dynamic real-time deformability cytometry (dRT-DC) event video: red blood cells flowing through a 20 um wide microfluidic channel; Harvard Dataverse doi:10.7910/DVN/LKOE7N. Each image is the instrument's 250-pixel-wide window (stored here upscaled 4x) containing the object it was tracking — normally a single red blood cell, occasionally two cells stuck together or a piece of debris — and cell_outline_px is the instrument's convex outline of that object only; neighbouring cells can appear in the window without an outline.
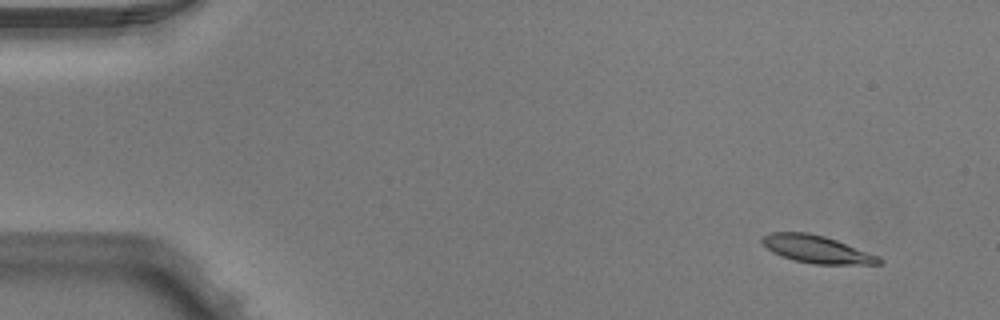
{"species": "Egyptian fruit bat (a non-hibernating species)", "species_latin": "Rousettus aegyptiacus", "temperature_condition": "warm", "stored_images_in_passage": 3, "camera_frame_rate_fps": 3000, "um_per_image_px": 0.085, "animal": {"sex": "male"}, "frame": {"image": 1, "passage_image": 1, "time_ms": 0.0, "image_size_px": [1000, 320], "cell_outline_px": [[884, 260], [880, 264], [812, 264], [792, 260], [780, 256], [772, 252], [760, 240], [760, 236], [772, 232], [808, 232], [824, 236], [836, 240], [880, 256]], "centroid_in_image_um": [69.41, 21.19], "position_along_channel_um": 15.6, "area_um2": 18.9}}
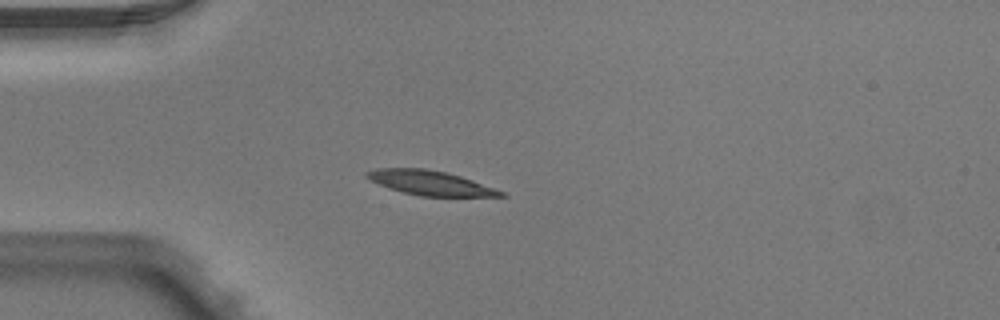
{"frame": {"image": 2, "passage_image": 3, "time_ms": 0.667, "image_size_px": [1000, 320], "cell_outline_px": [[508, 196], [420, 196], [388, 188], [364, 176], [364, 172], [376, 168], [424, 168], [444, 172], [460, 176], [504, 192]], "centroid_in_image_um": [36.51, 15.54], "position_along_channel_um": 48.5, "area_um2": 18.79}}